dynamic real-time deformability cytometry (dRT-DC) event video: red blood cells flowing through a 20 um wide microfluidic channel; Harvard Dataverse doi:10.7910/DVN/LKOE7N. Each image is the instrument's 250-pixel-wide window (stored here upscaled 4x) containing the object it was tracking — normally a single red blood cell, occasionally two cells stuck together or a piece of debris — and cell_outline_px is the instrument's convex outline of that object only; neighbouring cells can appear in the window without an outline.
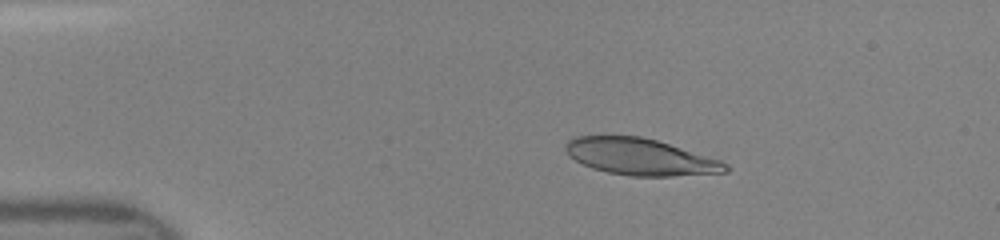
{"species": "human", "species_latin": "Homo sapiens", "temperature_condition": "room temperature", "stored_images_in_passage": 39, "camera_frame_rate_fps": 3000, "um_per_image_px": 0.085, "donor": {"sex": "female"}, "frame": {"image": 1, "passage_image": 8, "time_ms": 2.333, "image_size_px": [1000, 240], "cell_outline_px": [[728, 172], [672, 176], [632, 176], [608, 172], [592, 168], [568, 156], [564, 148], [564, 144], [568, 140], [576, 136], [640, 136], [656, 140], [720, 160], [728, 164]], "centroid_in_image_um": [54.4, 13.33], "position_along_channel_um": 30.6, "area_um2": 33.93}}
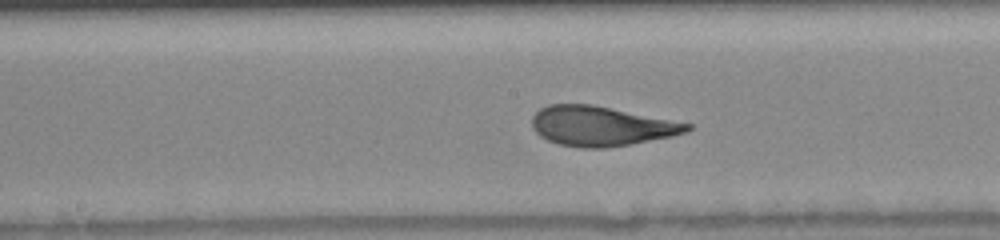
{"frame": {"image": 2, "passage_image": 24, "time_ms": 7.667, "image_size_px": [1000, 240], "cell_outline_px": [[692, 128], [688, 132], [672, 136], [628, 144], [604, 148], [580, 148], [560, 144], [548, 140], [540, 136], [532, 128], [532, 116], [540, 108], [548, 104], [592, 104], [692, 124]], "centroid_in_image_um": [51.07, 10.71], "position_along_channel_um": 197.1, "area_um2": 35.72}}
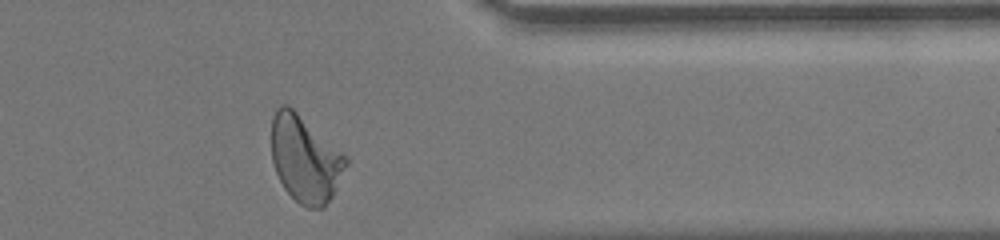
{"frame": {"image": 3, "passage_image": 38, "time_ms": 12.333, "image_size_px": [1000, 240], "cell_outline_px": [[348, 164], [332, 196], [324, 208], [308, 208], [300, 204], [284, 188], [276, 172], [272, 160], [272, 116], [276, 108], [280, 104], [288, 104], [348, 156]], "centroid_in_image_um": [25.94, 13.49], "position_along_channel_um": 385.5, "area_um2": 37.63}}